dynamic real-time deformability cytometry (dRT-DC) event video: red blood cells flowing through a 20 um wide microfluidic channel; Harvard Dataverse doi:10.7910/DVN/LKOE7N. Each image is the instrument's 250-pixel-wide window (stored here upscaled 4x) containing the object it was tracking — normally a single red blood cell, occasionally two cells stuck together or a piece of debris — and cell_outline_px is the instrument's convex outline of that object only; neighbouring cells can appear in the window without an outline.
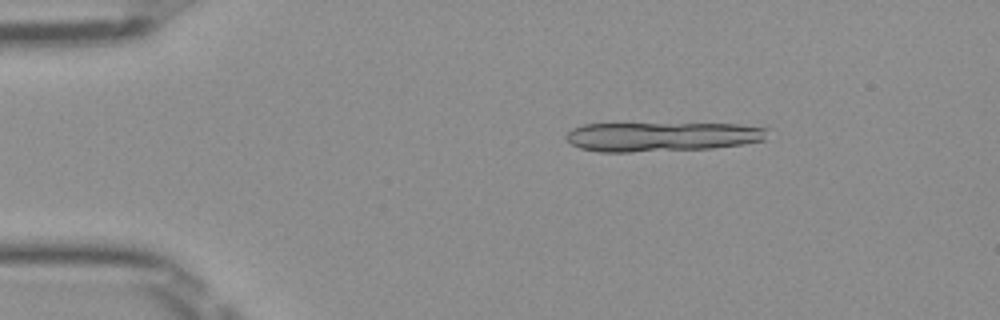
{"species": "Egyptian fruit bat (a non-hibernating species)", "species_latin": "Rousettus aegyptiacus", "temperature_condition": "room temperature", "stored_images_in_passage": 13, "camera_frame_rate_fps": 3000, "um_per_image_px": 0.085, "frame": {"image": 1, "passage_image": 8, "time_ms": 2.333, "image_size_px": [1000, 320], "cell_outline_px": [[768, 128], [764, 140], [744, 144], [712, 148], [628, 152], [596, 152], [580, 148], [572, 144], [564, 136], [572, 128], [584, 124], [740, 124]], "centroid_in_image_um": [56.24, 11.62], "position_along_channel_um": 28.8, "area_um2": 34.39}}